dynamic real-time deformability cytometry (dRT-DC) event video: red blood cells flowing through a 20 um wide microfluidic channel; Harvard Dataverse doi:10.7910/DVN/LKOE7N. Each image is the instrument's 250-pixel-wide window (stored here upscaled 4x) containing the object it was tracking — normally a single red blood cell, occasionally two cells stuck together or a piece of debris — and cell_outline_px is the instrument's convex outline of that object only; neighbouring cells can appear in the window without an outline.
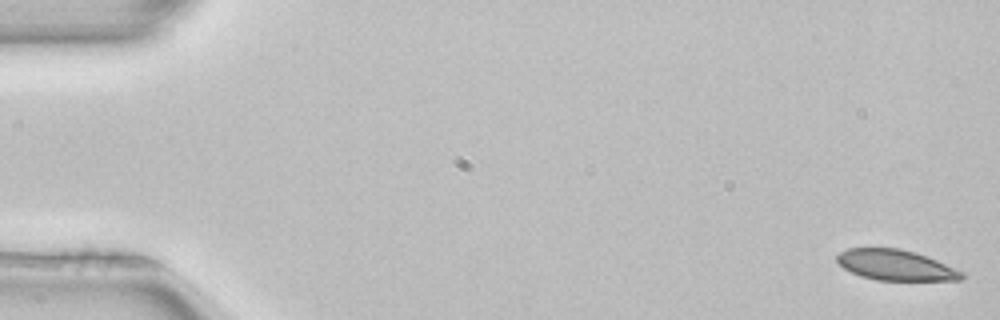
{"species": "common noctule bat (a hibernating species)", "species_latin": "Nyctalus noctula", "temperature_condition": "room temperature", "stored_images_in_passage": 52, "camera_frame_rate_fps": 3000, "um_per_image_px": 0.085, "animal": {"sex": "female", "body_mass_g": 22.7, "forearm_length_mm": 54.2}, "frame": {"image": 1, "passage_image": 1, "time_ms": 0.0, "image_size_px": [1000, 320], "cell_outline_px": [[964, 276], [960, 280], [876, 280], [860, 276], [844, 268], [836, 260], [836, 256], [840, 252], [848, 248], [900, 248], [916, 252], [928, 256], [964, 272]], "centroid_in_image_um": [76.14, 22.53], "position_along_channel_um": 8.9, "area_um2": 22.25}}
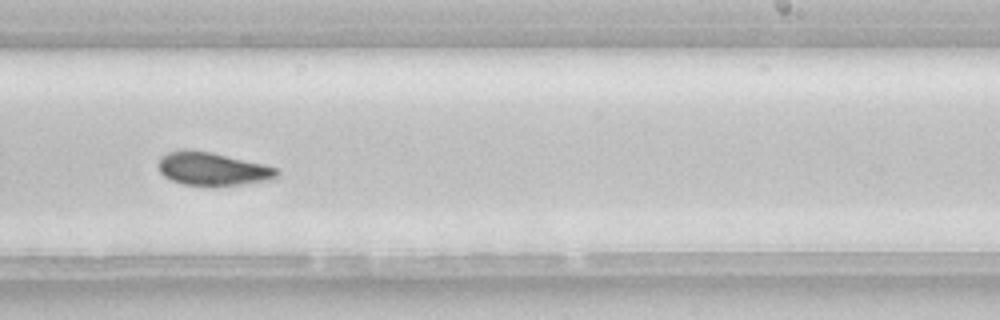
{"frame": {"image": 2, "passage_image": 32, "time_ms": 10.333, "image_size_px": [1000, 320], "cell_outline_px": [[280, 176], [272, 180], [212, 188], [208, 188], [184, 184], [172, 180], [164, 176], [160, 172], [160, 156], [168, 152], [184, 148], [212, 152], [264, 164], [280, 168]], "centroid_in_image_um": [18.12, 14.38], "position_along_channel_um": 270.9, "area_um2": 23.7}}
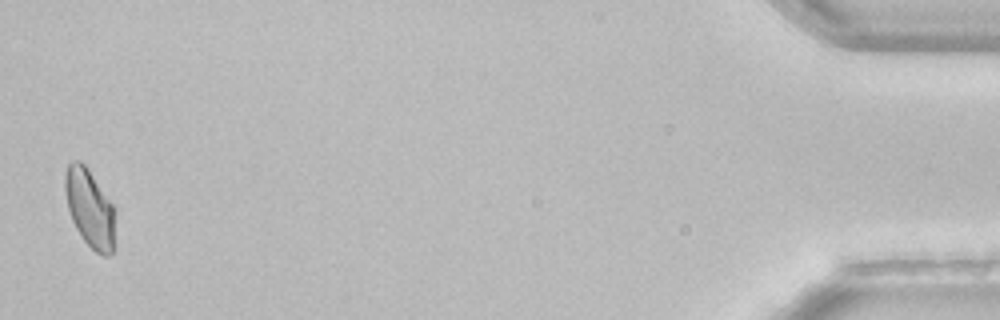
{"frame": {"image": 3, "passage_image": 51, "time_ms": 16.667, "image_size_px": [1000, 320], "cell_outline_px": [[116, 212], [112, 256], [104, 256], [96, 252], [84, 240], [76, 228], [72, 220], [68, 208], [64, 188], [64, 176], [68, 164], [72, 160], [80, 160], [88, 168], [112, 204]], "centroid_in_image_um": [7.63, 17.69], "position_along_channel_um": 427.6, "area_um2": 22.89}, "authors_computed_cell_mechanics": {"area_um2": 23.6402, "velocity_mm_per_s": 3.9611, "shape_relaxation_time_tau1_ms": 5.8471, "shape_relaxation_time_tau2_ms": 1.8441, "deformation_change_tau1": 0.1235, "deformation_change_tau2": 0.0477}}